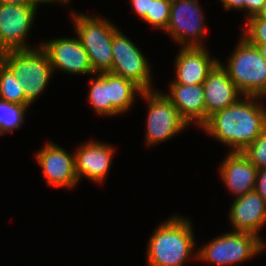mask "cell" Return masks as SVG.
<instances>
[{
  "label": "cell",
  "mask_w": 266,
  "mask_h": 266,
  "mask_svg": "<svg viewBox=\"0 0 266 266\" xmlns=\"http://www.w3.org/2000/svg\"><path fill=\"white\" fill-rule=\"evenodd\" d=\"M261 98L243 95L234 104L209 116L200 129L230 151L242 152L266 128V107L261 104Z\"/></svg>",
  "instance_id": "1"
},
{
  "label": "cell",
  "mask_w": 266,
  "mask_h": 266,
  "mask_svg": "<svg viewBox=\"0 0 266 266\" xmlns=\"http://www.w3.org/2000/svg\"><path fill=\"white\" fill-rule=\"evenodd\" d=\"M191 225L189 219L178 215L161 222L148 241L147 266H184L191 257L197 260Z\"/></svg>",
  "instance_id": "2"
},
{
  "label": "cell",
  "mask_w": 266,
  "mask_h": 266,
  "mask_svg": "<svg viewBox=\"0 0 266 266\" xmlns=\"http://www.w3.org/2000/svg\"><path fill=\"white\" fill-rule=\"evenodd\" d=\"M1 61L12 71L23 87L25 99L33 104L44 93L53 75L50 60L40 46L9 50L1 54Z\"/></svg>",
  "instance_id": "3"
},
{
  "label": "cell",
  "mask_w": 266,
  "mask_h": 266,
  "mask_svg": "<svg viewBox=\"0 0 266 266\" xmlns=\"http://www.w3.org/2000/svg\"><path fill=\"white\" fill-rule=\"evenodd\" d=\"M76 34L88 53L93 72H110L113 63L112 43L117 26L103 16L71 11Z\"/></svg>",
  "instance_id": "4"
},
{
  "label": "cell",
  "mask_w": 266,
  "mask_h": 266,
  "mask_svg": "<svg viewBox=\"0 0 266 266\" xmlns=\"http://www.w3.org/2000/svg\"><path fill=\"white\" fill-rule=\"evenodd\" d=\"M237 46L227 60L219 61L229 78L243 95L266 97V60L256 46L240 36Z\"/></svg>",
  "instance_id": "5"
},
{
  "label": "cell",
  "mask_w": 266,
  "mask_h": 266,
  "mask_svg": "<svg viewBox=\"0 0 266 266\" xmlns=\"http://www.w3.org/2000/svg\"><path fill=\"white\" fill-rule=\"evenodd\" d=\"M252 233L230 231L213 238L201 247L197 259L215 266H229L252 259L262 253L265 242Z\"/></svg>",
  "instance_id": "6"
},
{
  "label": "cell",
  "mask_w": 266,
  "mask_h": 266,
  "mask_svg": "<svg viewBox=\"0 0 266 266\" xmlns=\"http://www.w3.org/2000/svg\"><path fill=\"white\" fill-rule=\"evenodd\" d=\"M148 104L146 121V145L166 142L189 125L180 116L177 108L165 96V92L155 90L143 91L140 95Z\"/></svg>",
  "instance_id": "7"
},
{
  "label": "cell",
  "mask_w": 266,
  "mask_h": 266,
  "mask_svg": "<svg viewBox=\"0 0 266 266\" xmlns=\"http://www.w3.org/2000/svg\"><path fill=\"white\" fill-rule=\"evenodd\" d=\"M199 4L198 0H171L169 22L165 32L182 47H204L202 40L207 34V27Z\"/></svg>",
  "instance_id": "8"
},
{
  "label": "cell",
  "mask_w": 266,
  "mask_h": 266,
  "mask_svg": "<svg viewBox=\"0 0 266 266\" xmlns=\"http://www.w3.org/2000/svg\"><path fill=\"white\" fill-rule=\"evenodd\" d=\"M111 73L133 81L143 91L152 90L151 65L141 50L118 30L112 43Z\"/></svg>",
  "instance_id": "9"
},
{
  "label": "cell",
  "mask_w": 266,
  "mask_h": 266,
  "mask_svg": "<svg viewBox=\"0 0 266 266\" xmlns=\"http://www.w3.org/2000/svg\"><path fill=\"white\" fill-rule=\"evenodd\" d=\"M38 6L0 4V51L30 49L26 44Z\"/></svg>",
  "instance_id": "10"
},
{
  "label": "cell",
  "mask_w": 266,
  "mask_h": 266,
  "mask_svg": "<svg viewBox=\"0 0 266 266\" xmlns=\"http://www.w3.org/2000/svg\"><path fill=\"white\" fill-rule=\"evenodd\" d=\"M46 52L53 72L62 71L68 74L93 75L88 53L78 36L75 38H55L39 43ZM57 70V71H56Z\"/></svg>",
  "instance_id": "11"
},
{
  "label": "cell",
  "mask_w": 266,
  "mask_h": 266,
  "mask_svg": "<svg viewBox=\"0 0 266 266\" xmlns=\"http://www.w3.org/2000/svg\"><path fill=\"white\" fill-rule=\"evenodd\" d=\"M35 155L48 185L73 189L78 184L74 152L70 154L58 144L48 141Z\"/></svg>",
  "instance_id": "12"
},
{
  "label": "cell",
  "mask_w": 266,
  "mask_h": 266,
  "mask_svg": "<svg viewBox=\"0 0 266 266\" xmlns=\"http://www.w3.org/2000/svg\"><path fill=\"white\" fill-rule=\"evenodd\" d=\"M97 141H86L74 152L75 171L79 181L84 177L98 184L106 181L115 149L109 143Z\"/></svg>",
  "instance_id": "13"
},
{
  "label": "cell",
  "mask_w": 266,
  "mask_h": 266,
  "mask_svg": "<svg viewBox=\"0 0 266 266\" xmlns=\"http://www.w3.org/2000/svg\"><path fill=\"white\" fill-rule=\"evenodd\" d=\"M175 65V79L170 84L198 85L203 84L209 72L220 61L212 59L206 47H181Z\"/></svg>",
  "instance_id": "14"
},
{
  "label": "cell",
  "mask_w": 266,
  "mask_h": 266,
  "mask_svg": "<svg viewBox=\"0 0 266 266\" xmlns=\"http://www.w3.org/2000/svg\"><path fill=\"white\" fill-rule=\"evenodd\" d=\"M228 215L233 231L261 238L259 230L266 225V201L256 191L249 192L233 200Z\"/></svg>",
  "instance_id": "15"
},
{
  "label": "cell",
  "mask_w": 266,
  "mask_h": 266,
  "mask_svg": "<svg viewBox=\"0 0 266 266\" xmlns=\"http://www.w3.org/2000/svg\"><path fill=\"white\" fill-rule=\"evenodd\" d=\"M219 166L224 186L234 197L254 191L257 168L243 152L230 151Z\"/></svg>",
  "instance_id": "16"
},
{
  "label": "cell",
  "mask_w": 266,
  "mask_h": 266,
  "mask_svg": "<svg viewBox=\"0 0 266 266\" xmlns=\"http://www.w3.org/2000/svg\"><path fill=\"white\" fill-rule=\"evenodd\" d=\"M205 96L206 117L237 102L242 92L229 78L226 69L218 62L202 84Z\"/></svg>",
  "instance_id": "17"
},
{
  "label": "cell",
  "mask_w": 266,
  "mask_h": 266,
  "mask_svg": "<svg viewBox=\"0 0 266 266\" xmlns=\"http://www.w3.org/2000/svg\"><path fill=\"white\" fill-rule=\"evenodd\" d=\"M169 86L170 93H166L165 96L177 108L183 120L190 126L194 123L201 128L208 121L202 84Z\"/></svg>",
  "instance_id": "18"
},
{
  "label": "cell",
  "mask_w": 266,
  "mask_h": 266,
  "mask_svg": "<svg viewBox=\"0 0 266 266\" xmlns=\"http://www.w3.org/2000/svg\"><path fill=\"white\" fill-rule=\"evenodd\" d=\"M143 90L133 81L109 72L110 116L121 115L131 110L136 96Z\"/></svg>",
  "instance_id": "19"
},
{
  "label": "cell",
  "mask_w": 266,
  "mask_h": 266,
  "mask_svg": "<svg viewBox=\"0 0 266 266\" xmlns=\"http://www.w3.org/2000/svg\"><path fill=\"white\" fill-rule=\"evenodd\" d=\"M92 76L87 100L98 115L110 117L109 72Z\"/></svg>",
  "instance_id": "20"
},
{
  "label": "cell",
  "mask_w": 266,
  "mask_h": 266,
  "mask_svg": "<svg viewBox=\"0 0 266 266\" xmlns=\"http://www.w3.org/2000/svg\"><path fill=\"white\" fill-rule=\"evenodd\" d=\"M0 99L25 106L31 104L25 99L23 87L12 71L0 61Z\"/></svg>",
  "instance_id": "21"
},
{
  "label": "cell",
  "mask_w": 266,
  "mask_h": 266,
  "mask_svg": "<svg viewBox=\"0 0 266 266\" xmlns=\"http://www.w3.org/2000/svg\"><path fill=\"white\" fill-rule=\"evenodd\" d=\"M28 108L30 107L0 99V135L21 128Z\"/></svg>",
  "instance_id": "22"
},
{
  "label": "cell",
  "mask_w": 266,
  "mask_h": 266,
  "mask_svg": "<svg viewBox=\"0 0 266 266\" xmlns=\"http://www.w3.org/2000/svg\"><path fill=\"white\" fill-rule=\"evenodd\" d=\"M171 11V0H151L150 13L143 21L158 29L165 31L168 26Z\"/></svg>",
  "instance_id": "23"
},
{
  "label": "cell",
  "mask_w": 266,
  "mask_h": 266,
  "mask_svg": "<svg viewBox=\"0 0 266 266\" xmlns=\"http://www.w3.org/2000/svg\"><path fill=\"white\" fill-rule=\"evenodd\" d=\"M242 152L257 169L266 168V128Z\"/></svg>",
  "instance_id": "24"
},
{
  "label": "cell",
  "mask_w": 266,
  "mask_h": 266,
  "mask_svg": "<svg viewBox=\"0 0 266 266\" xmlns=\"http://www.w3.org/2000/svg\"><path fill=\"white\" fill-rule=\"evenodd\" d=\"M244 37L250 44H266V19H246Z\"/></svg>",
  "instance_id": "25"
},
{
  "label": "cell",
  "mask_w": 266,
  "mask_h": 266,
  "mask_svg": "<svg viewBox=\"0 0 266 266\" xmlns=\"http://www.w3.org/2000/svg\"><path fill=\"white\" fill-rule=\"evenodd\" d=\"M254 191L266 201V168L257 170Z\"/></svg>",
  "instance_id": "26"
},
{
  "label": "cell",
  "mask_w": 266,
  "mask_h": 266,
  "mask_svg": "<svg viewBox=\"0 0 266 266\" xmlns=\"http://www.w3.org/2000/svg\"><path fill=\"white\" fill-rule=\"evenodd\" d=\"M130 2L133 10L142 20L147 13H150L151 0H130Z\"/></svg>",
  "instance_id": "27"
},
{
  "label": "cell",
  "mask_w": 266,
  "mask_h": 266,
  "mask_svg": "<svg viewBox=\"0 0 266 266\" xmlns=\"http://www.w3.org/2000/svg\"><path fill=\"white\" fill-rule=\"evenodd\" d=\"M266 0H244V11H246V19L255 16L261 10Z\"/></svg>",
  "instance_id": "28"
},
{
  "label": "cell",
  "mask_w": 266,
  "mask_h": 266,
  "mask_svg": "<svg viewBox=\"0 0 266 266\" xmlns=\"http://www.w3.org/2000/svg\"><path fill=\"white\" fill-rule=\"evenodd\" d=\"M225 10H242L244 11V0H220Z\"/></svg>",
  "instance_id": "29"
},
{
  "label": "cell",
  "mask_w": 266,
  "mask_h": 266,
  "mask_svg": "<svg viewBox=\"0 0 266 266\" xmlns=\"http://www.w3.org/2000/svg\"><path fill=\"white\" fill-rule=\"evenodd\" d=\"M1 3L25 6H38L39 4H46L43 0H0V4Z\"/></svg>",
  "instance_id": "30"
},
{
  "label": "cell",
  "mask_w": 266,
  "mask_h": 266,
  "mask_svg": "<svg viewBox=\"0 0 266 266\" xmlns=\"http://www.w3.org/2000/svg\"><path fill=\"white\" fill-rule=\"evenodd\" d=\"M248 19H266V2L257 15L252 16Z\"/></svg>",
  "instance_id": "31"
},
{
  "label": "cell",
  "mask_w": 266,
  "mask_h": 266,
  "mask_svg": "<svg viewBox=\"0 0 266 266\" xmlns=\"http://www.w3.org/2000/svg\"><path fill=\"white\" fill-rule=\"evenodd\" d=\"M256 46L261 56L266 60V44H252Z\"/></svg>",
  "instance_id": "32"
},
{
  "label": "cell",
  "mask_w": 266,
  "mask_h": 266,
  "mask_svg": "<svg viewBox=\"0 0 266 266\" xmlns=\"http://www.w3.org/2000/svg\"><path fill=\"white\" fill-rule=\"evenodd\" d=\"M43 1H44L46 4H47V3H49V4H50V3H51V4L53 3V4H54V3H59V2H60L61 5H63V4L65 5V4H70V3H68V2H70L71 0H43Z\"/></svg>",
  "instance_id": "33"
}]
</instances>
